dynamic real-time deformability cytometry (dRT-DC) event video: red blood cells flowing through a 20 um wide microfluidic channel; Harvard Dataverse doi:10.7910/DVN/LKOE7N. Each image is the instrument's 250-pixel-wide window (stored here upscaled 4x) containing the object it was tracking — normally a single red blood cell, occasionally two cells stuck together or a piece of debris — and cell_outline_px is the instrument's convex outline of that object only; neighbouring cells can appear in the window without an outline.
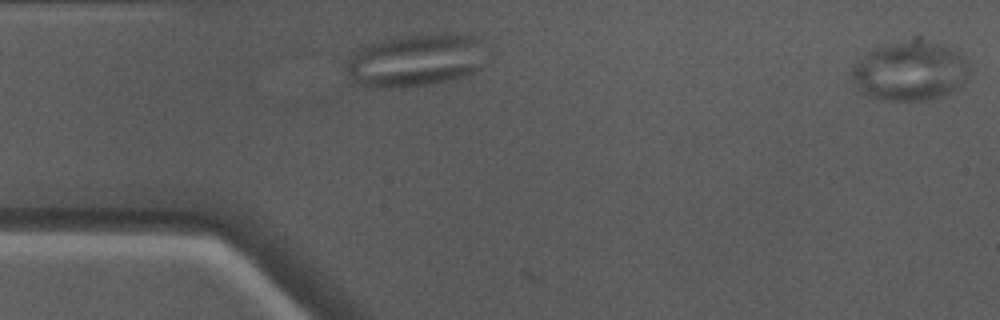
{"species": "Egyptian fruit bat (a non-hibernating species)", "species_latin": "Rousettus aegyptiacus", "temperature_condition": "warm", "stored_images_in_passage": 3, "segment_of_instrument_passage": [2, 2], "camera_frame_rate_fps": 3000, "um_per_image_px": 0.085, "animal": {"sex": "male"}, "frame": {"image": 1, "passage_image": 3, "time_ms": 0.667, "image_size_px": [1000, 320], "cell_outline_px": [[968, 72], [964, 84], [960, 88], [944, 96], [928, 100], [880, 100], [868, 96], [860, 92], [856, 88], [848, 72], [868, 52], [876, 48], [888, 44], [936, 44], [964, 52]], "centroid_in_image_um": [77.35, 6.13], "position_along_channel_um": 7.7, "area_um2": 39.94}}